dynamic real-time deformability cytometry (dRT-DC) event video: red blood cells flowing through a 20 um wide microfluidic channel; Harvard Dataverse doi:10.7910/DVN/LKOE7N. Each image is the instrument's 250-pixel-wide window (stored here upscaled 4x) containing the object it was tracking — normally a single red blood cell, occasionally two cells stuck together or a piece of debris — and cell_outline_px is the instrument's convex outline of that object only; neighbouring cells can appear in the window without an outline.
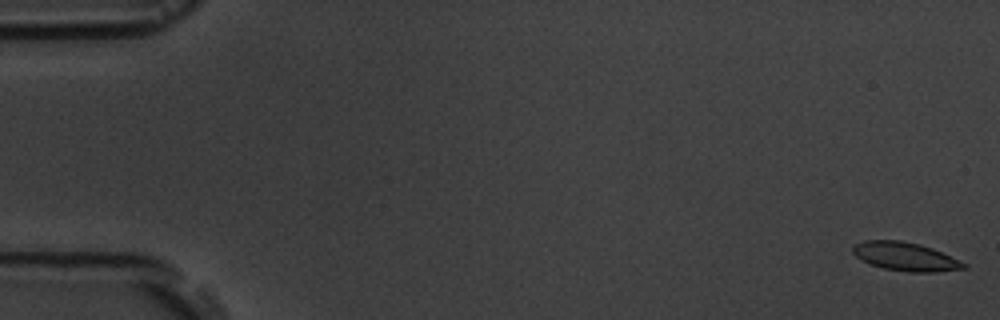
{"species": "common noctule bat (a hibernating species)", "species_latin": "Nyctalus noctula", "temperature_condition": "room temperature", "stored_images_in_passage": 5, "camera_frame_rate_fps": 3000, "um_per_image_px": 0.085, "animal": {"sex": "male", "body_mass_g": 19.5, "forearm_length_mm": 54.6}, "frame": {"image": 1, "passage_image": 1, "time_ms": 0.0, "image_size_px": [1000, 320], "cell_outline_px": [[968, 268], [936, 272], [908, 272], [884, 268], [868, 264], [856, 256], [852, 252], [852, 248], [856, 244], [864, 240], [900, 240], [920, 244], [932, 248], [968, 264]], "centroid_in_image_um": [76.96, 21.81], "position_along_channel_um": 8.0, "area_um2": 18.5}}
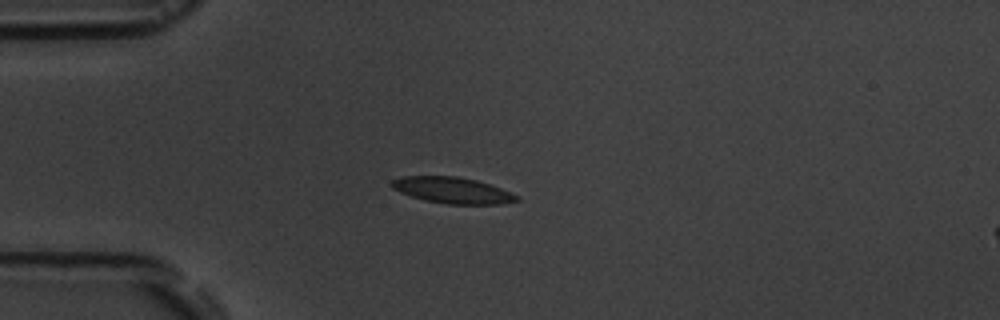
{"frame": {"image": 2, "passage_image": 5, "time_ms": 4.667, "image_size_px": [1000, 320], "cell_outline_px": [[520, 200], [500, 204], [448, 204], [424, 200], [400, 192], [392, 188], [392, 180], [400, 176], [456, 176], [476, 180], [500, 188], [520, 196]], "centroid_in_image_um": [38.46, 16.17], "position_along_channel_um": 46.5, "area_um2": 18.96}}